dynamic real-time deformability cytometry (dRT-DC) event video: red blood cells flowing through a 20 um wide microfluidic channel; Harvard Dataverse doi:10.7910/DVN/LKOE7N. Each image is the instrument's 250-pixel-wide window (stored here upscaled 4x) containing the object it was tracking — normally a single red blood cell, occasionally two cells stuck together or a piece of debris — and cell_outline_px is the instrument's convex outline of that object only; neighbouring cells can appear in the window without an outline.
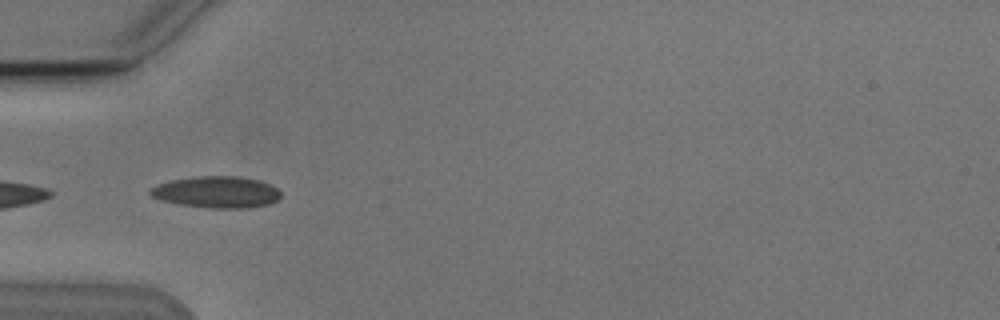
{"species": "Egyptian fruit bat (a non-hibernating species)", "species_latin": "Rousettus aegyptiacus", "temperature_condition": "cold", "stored_images_in_passage": 7, "camera_frame_rate_fps": 3000, "um_per_image_px": 0.085, "animal": {"sex": "male"}, "frame": {"image": 1, "passage_image": 6, "time_ms": 6.0, "image_size_px": [1000, 320], "cell_outline_px": [[280, 196], [272, 204], [248, 208], [208, 208], [176, 204], [160, 200], [152, 196], [148, 192], [152, 188], [160, 184], [172, 180], [200, 176], [236, 176], [260, 180], [276, 188], [280, 192]], "centroid_in_image_um": [18.42, 16.34], "position_along_channel_um": 66.6, "area_um2": 23.99}}